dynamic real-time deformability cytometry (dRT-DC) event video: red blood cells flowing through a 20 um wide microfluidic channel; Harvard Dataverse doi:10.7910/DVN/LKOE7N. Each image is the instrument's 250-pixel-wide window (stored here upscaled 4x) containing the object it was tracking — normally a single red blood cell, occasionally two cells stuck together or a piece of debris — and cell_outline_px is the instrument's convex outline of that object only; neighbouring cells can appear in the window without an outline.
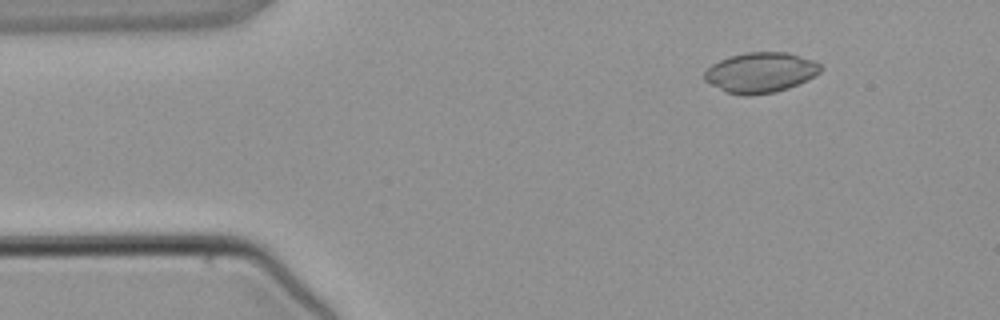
{"species": "common noctule bat (a hibernating species)", "species_latin": "Nyctalus noctula", "temperature_condition": "warm", "stored_images_in_passage": 3, "camera_frame_rate_fps": 3000, "um_per_image_px": 0.085, "animal": {"sex": "male", "body_mass_g": 21.5, "forearm_length_mm": 52.0}, "frame": {"image": 1, "passage_image": 3, "time_ms": 3.333, "image_size_px": [1000, 320], "cell_outline_px": [[824, 68], [820, 72], [788, 88], [776, 92], [748, 96], [744, 96], [724, 92], [704, 80], [704, 72], [712, 64], [728, 56], [744, 52], [788, 52], [812, 60], [820, 64]], "centroid_in_image_um": [64.6, 6.16], "position_along_channel_um": 20.4, "area_um2": 27.28}}